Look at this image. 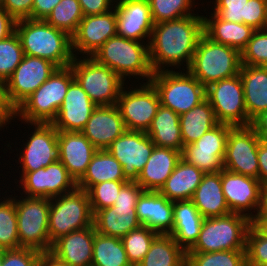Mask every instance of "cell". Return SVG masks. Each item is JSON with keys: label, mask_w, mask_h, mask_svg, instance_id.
I'll list each match as a JSON object with an SVG mask.
<instances>
[{"label": "cell", "mask_w": 267, "mask_h": 266, "mask_svg": "<svg viewBox=\"0 0 267 266\" xmlns=\"http://www.w3.org/2000/svg\"><path fill=\"white\" fill-rule=\"evenodd\" d=\"M203 34V15H199L198 12L154 24L148 43L152 71L155 73L164 70H187Z\"/></svg>", "instance_id": "1"}, {"label": "cell", "mask_w": 267, "mask_h": 266, "mask_svg": "<svg viewBox=\"0 0 267 266\" xmlns=\"http://www.w3.org/2000/svg\"><path fill=\"white\" fill-rule=\"evenodd\" d=\"M18 34L25 55L44 58L58 67L70 66L74 59L71 36L48 24L43 19L16 21Z\"/></svg>", "instance_id": "2"}, {"label": "cell", "mask_w": 267, "mask_h": 266, "mask_svg": "<svg viewBox=\"0 0 267 266\" xmlns=\"http://www.w3.org/2000/svg\"><path fill=\"white\" fill-rule=\"evenodd\" d=\"M91 57L109 67L124 81L130 77L150 82L154 72L149 60L147 42H139L115 35L109 38ZM138 77V78H137ZM140 78V79H139Z\"/></svg>", "instance_id": "3"}, {"label": "cell", "mask_w": 267, "mask_h": 266, "mask_svg": "<svg viewBox=\"0 0 267 266\" xmlns=\"http://www.w3.org/2000/svg\"><path fill=\"white\" fill-rule=\"evenodd\" d=\"M74 79L71 66L58 67L14 110V118H18L21 123H52Z\"/></svg>", "instance_id": "4"}, {"label": "cell", "mask_w": 267, "mask_h": 266, "mask_svg": "<svg viewBox=\"0 0 267 266\" xmlns=\"http://www.w3.org/2000/svg\"><path fill=\"white\" fill-rule=\"evenodd\" d=\"M241 53L212 41L203 34L187 69L203 86L234 77L240 73Z\"/></svg>", "instance_id": "5"}, {"label": "cell", "mask_w": 267, "mask_h": 266, "mask_svg": "<svg viewBox=\"0 0 267 266\" xmlns=\"http://www.w3.org/2000/svg\"><path fill=\"white\" fill-rule=\"evenodd\" d=\"M252 223L238 213L204 218L198 239L187 252L246 250V235Z\"/></svg>", "instance_id": "6"}, {"label": "cell", "mask_w": 267, "mask_h": 266, "mask_svg": "<svg viewBox=\"0 0 267 266\" xmlns=\"http://www.w3.org/2000/svg\"><path fill=\"white\" fill-rule=\"evenodd\" d=\"M160 104L181 115L206 99V87L188 70H164L153 74Z\"/></svg>", "instance_id": "7"}, {"label": "cell", "mask_w": 267, "mask_h": 266, "mask_svg": "<svg viewBox=\"0 0 267 266\" xmlns=\"http://www.w3.org/2000/svg\"><path fill=\"white\" fill-rule=\"evenodd\" d=\"M93 212L87 191H73L50 199L48 229L50 243L73 231L93 225Z\"/></svg>", "instance_id": "8"}, {"label": "cell", "mask_w": 267, "mask_h": 266, "mask_svg": "<svg viewBox=\"0 0 267 266\" xmlns=\"http://www.w3.org/2000/svg\"><path fill=\"white\" fill-rule=\"evenodd\" d=\"M10 196L16 206L20 247L34 249L41 253L49 252L52 247L48 229L50 199L23 195L14 197L12 194Z\"/></svg>", "instance_id": "9"}, {"label": "cell", "mask_w": 267, "mask_h": 266, "mask_svg": "<svg viewBox=\"0 0 267 266\" xmlns=\"http://www.w3.org/2000/svg\"><path fill=\"white\" fill-rule=\"evenodd\" d=\"M74 78L97 105H117L125 81L109 67L93 57H74L70 64Z\"/></svg>", "instance_id": "10"}, {"label": "cell", "mask_w": 267, "mask_h": 266, "mask_svg": "<svg viewBox=\"0 0 267 266\" xmlns=\"http://www.w3.org/2000/svg\"><path fill=\"white\" fill-rule=\"evenodd\" d=\"M143 188L137 182H127L120 190L111 207L98 210L93 225L99 234L122 238L142 226L137 217L136 204Z\"/></svg>", "instance_id": "11"}, {"label": "cell", "mask_w": 267, "mask_h": 266, "mask_svg": "<svg viewBox=\"0 0 267 266\" xmlns=\"http://www.w3.org/2000/svg\"><path fill=\"white\" fill-rule=\"evenodd\" d=\"M138 83L140 85H135L136 88H127L126 82L118 97L117 106L126 130L147 132L161 105L160 98L151 82Z\"/></svg>", "instance_id": "12"}, {"label": "cell", "mask_w": 267, "mask_h": 266, "mask_svg": "<svg viewBox=\"0 0 267 266\" xmlns=\"http://www.w3.org/2000/svg\"><path fill=\"white\" fill-rule=\"evenodd\" d=\"M206 99L214 110L219 123L249 126L244 101V88L240 75L213 82L206 87Z\"/></svg>", "instance_id": "13"}, {"label": "cell", "mask_w": 267, "mask_h": 266, "mask_svg": "<svg viewBox=\"0 0 267 266\" xmlns=\"http://www.w3.org/2000/svg\"><path fill=\"white\" fill-rule=\"evenodd\" d=\"M260 138L251 125L233 126L228 134L224 169L258 179V144Z\"/></svg>", "instance_id": "14"}, {"label": "cell", "mask_w": 267, "mask_h": 266, "mask_svg": "<svg viewBox=\"0 0 267 266\" xmlns=\"http://www.w3.org/2000/svg\"><path fill=\"white\" fill-rule=\"evenodd\" d=\"M58 68L51 61L25 55L5 82V96L13 111L40 85H42Z\"/></svg>", "instance_id": "15"}, {"label": "cell", "mask_w": 267, "mask_h": 266, "mask_svg": "<svg viewBox=\"0 0 267 266\" xmlns=\"http://www.w3.org/2000/svg\"><path fill=\"white\" fill-rule=\"evenodd\" d=\"M233 125L218 123L204 133L197 141L184 146L182 159L194 165L205 174L217 173L224 169L226 142Z\"/></svg>", "instance_id": "16"}, {"label": "cell", "mask_w": 267, "mask_h": 266, "mask_svg": "<svg viewBox=\"0 0 267 266\" xmlns=\"http://www.w3.org/2000/svg\"><path fill=\"white\" fill-rule=\"evenodd\" d=\"M31 125V134L15 160L21 172L37 171L58 160V130L51 123H23ZM33 126V127H32ZM19 157V158H18Z\"/></svg>", "instance_id": "17"}, {"label": "cell", "mask_w": 267, "mask_h": 266, "mask_svg": "<svg viewBox=\"0 0 267 266\" xmlns=\"http://www.w3.org/2000/svg\"><path fill=\"white\" fill-rule=\"evenodd\" d=\"M19 175H21L17 180L19 185L16 186L23 190L20 194L27 197L51 199L71 192L77 187V183L59 160L37 171L21 173L19 171Z\"/></svg>", "instance_id": "18"}, {"label": "cell", "mask_w": 267, "mask_h": 266, "mask_svg": "<svg viewBox=\"0 0 267 266\" xmlns=\"http://www.w3.org/2000/svg\"><path fill=\"white\" fill-rule=\"evenodd\" d=\"M221 184L231 213L242 214L252 221L255 220L261 207L263 188L261 182L258 179L222 169Z\"/></svg>", "instance_id": "19"}, {"label": "cell", "mask_w": 267, "mask_h": 266, "mask_svg": "<svg viewBox=\"0 0 267 266\" xmlns=\"http://www.w3.org/2000/svg\"><path fill=\"white\" fill-rule=\"evenodd\" d=\"M154 147L146 132L126 130L106 150L121 163L125 179L136 182Z\"/></svg>", "instance_id": "20"}, {"label": "cell", "mask_w": 267, "mask_h": 266, "mask_svg": "<svg viewBox=\"0 0 267 266\" xmlns=\"http://www.w3.org/2000/svg\"><path fill=\"white\" fill-rule=\"evenodd\" d=\"M115 35H117L115 8L106 13L84 16L76 32L71 36L74 57L79 54L83 57H91L109 38Z\"/></svg>", "instance_id": "21"}, {"label": "cell", "mask_w": 267, "mask_h": 266, "mask_svg": "<svg viewBox=\"0 0 267 266\" xmlns=\"http://www.w3.org/2000/svg\"><path fill=\"white\" fill-rule=\"evenodd\" d=\"M114 8L117 35L149 43L154 22L148 0H116Z\"/></svg>", "instance_id": "22"}, {"label": "cell", "mask_w": 267, "mask_h": 266, "mask_svg": "<svg viewBox=\"0 0 267 266\" xmlns=\"http://www.w3.org/2000/svg\"><path fill=\"white\" fill-rule=\"evenodd\" d=\"M97 105L74 79L52 125L58 131L81 132Z\"/></svg>", "instance_id": "23"}, {"label": "cell", "mask_w": 267, "mask_h": 266, "mask_svg": "<svg viewBox=\"0 0 267 266\" xmlns=\"http://www.w3.org/2000/svg\"><path fill=\"white\" fill-rule=\"evenodd\" d=\"M126 131L117 105L97 106L81 133L97 150H105Z\"/></svg>", "instance_id": "24"}, {"label": "cell", "mask_w": 267, "mask_h": 266, "mask_svg": "<svg viewBox=\"0 0 267 266\" xmlns=\"http://www.w3.org/2000/svg\"><path fill=\"white\" fill-rule=\"evenodd\" d=\"M97 149L81 132L58 131V160L77 183Z\"/></svg>", "instance_id": "25"}, {"label": "cell", "mask_w": 267, "mask_h": 266, "mask_svg": "<svg viewBox=\"0 0 267 266\" xmlns=\"http://www.w3.org/2000/svg\"><path fill=\"white\" fill-rule=\"evenodd\" d=\"M173 205V201L158 191H143L135 209L142 226L157 234L169 235L173 229Z\"/></svg>", "instance_id": "26"}, {"label": "cell", "mask_w": 267, "mask_h": 266, "mask_svg": "<svg viewBox=\"0 0 267 266\" xmlns=\"http://www.w3.org/2000/svg\"><path fill=\"white\" fill-rule=\"evenodd\" d=\"M95 233L94 225L73 231L55 240L49 252L70 266H91Z\"/></svg>", "instance_id": "27"}, {"label": "cell", "mask_w": 267, "mask_h": 266, "mask_svg": "<svg viewBox=\"0 0 267 266\" xmlns=\"http://www.w3.org/2000/svg\"><path fill=\"white\" fill-rule=\"evenodd\" d=\"M212 10L222 20L267 29V0H214Z\"/></svg>", "instance_id": "28"}, {"label": "cell", "mask_w": 267, "mask_h": 266, "mask_svg": "<svg viewBox=\"0 0 267 266\" xmlns=\"http://www.w3.org/2000/svg\"><path fill=\"white\" fill-rule=\"evenodd\" d=\"M181 159L182 152L155 146L136 182L144 191H159Z\"/></svg>", "instance_id": "29"}, {"label": "cell", "mask_w": 267, "mask_h": 266, "mask_svg": "<svg viewBox=\"0 0 267 266\" xmlns=\"http://www.w3.org/2000/svg\"><path fill=\"white\" fill-rule=\"evenodd\" d=\"M204 217L191 200L174 201L171 235L187 252L197 241Z\"/></svg>", "instance_id": "30"}, {"label": "cell", "mask_w": 267, "mask_h": 266, "mask_svg": "<svg viewBox=\"0 0 267 266\" xmlns=\"http://www.w3.org/2000/svg\"><path fill=\"white\" fill-rule=\"evenodd\" d=\"M191 201L204 218L231 213L222 190L221 171L204 174Z\"/></svg>", "instance_id": "31"}, {"label": "cell", "mask_w": 267, "mask_h": 266, "mask_svg": "<svg viewBox=\"0 0 267 266\" xmlns=\"http://www.w3.org/2000/svg\"><path fill=\"white\" fill-rule=\"evenodd\" d=\"M203 20L204 34L208 38L216 43L230 46L240 53L245 49L255 31L251 26L244 23L222 20L212 12L210 15H203Z\"/></svg>", "instance_id": "32"}, {"label": "cell", "mask_w": 267, "mask_h": 266, "mask_svg": "<svg viewBox=\"0 0 267 266\" xmlns=\"http://www.w3.org/2000/svg\"><path fill=\"white\" fill-rule=\"evenodd\" d=\"M248 118L252 121L267 110V67L241 65L239 73Z\"/></svg>", "instance_id": "33"}, {"label": "cell", "mask_w": 267, "mask_h": 266, "mask_svg": "<svg viewBox=\"0 0 267 266\" xmlns=\"http://www.w3.org/2000/svg\"><path fill=\"white\" fill-rule=\"evenodd\" d=\"M205 173L181 159L158 191L170 201L191 200Z\"/></svg>", "instance_id": "34"}, {"label": "cell", "mask_w": 267, "mask_h": 266, "mask_svg": "<svg viewBox=\"0 0 267 266\" xmlns=\"http://www.w3.org/2000/svg\"><path fill=\"white\" fill-rule=\"evenodd\" d=\"M146 134L157 147L172 148L180 152L184 149L180 115L170 108L159 106Z\"/></svg>", "instance_id": "35"}, {"label": "cell", "mask_w": 267, "mask_h": 266, "mask_svg": "<svg viewBox=\"0 0 267 266\" xmlns=\"http://www.w3.org/2000/svg\"><path fill=\"white\" fill-rule=\"evenodd\" d=\"M105 181H127L123 175L121 163L106 149L97 150L86 173L77 182V187L88 191L93 185Z\"/></svg>", "instance_id": "36"}, {"label": "cell", "mask_w": 267, "mask_h": 266, "mask_svg": "<svg viewBox=\"0 0 267 266\" xmlns=\"http://www.w3.org/2000/svg\"><path fill=\"white\" fill-rule=\"evenodd\" d=\"M218 123L214 110L207 99L188 112L182 113L180 115V126L184 146L197 141Z\"/></svg>", "instance_id": "37"}, {"label": "cell", "mask_w": 267, "mask_h": 266, "mask_svg": "<svg viewBox=\"0 0 267 266\" xmlns=\"http://www.w3.org/2000/svg\"><path fill=\"white\" fill-rule=\"evenodd\" d=\"M138 266H186V252L171 235L159 234Z\"/></svg>", "instance_id": "38"}, {"label": "cell", "mask_w": 267, "mask_h": 266, "mask_svg": "<svg viewBox=\"0 0 267 266\" xmlns=\"http://www.w3.org/2000/svg\"><path fill=\"white\" fill-rule=\"evenodd\" d=\"M91 266H131L122 240L96 232Z\"/></svg>", "instance_id": "39"}, {"label": "cell", "mask_w": 267, "mask_h": 266, "mask_svg": "<svg viewBox=\"0 0 267 266\" xmlns=\"http://www.w3.org/2000/svg\"><path fill=\"white\" fill-rule=\"evenodd\" d=\"M7 192L0 199V248L10 250L20 248V243L15 201Z\"/></svg>", "instance_id": "40"}, {"label": "cell", "mask_w": 267, "mask_h": 266, "mask_svg": "<svg viewBox=\"0 0 267 266\" xmlns=\"http://www.w3.org/2000/svg\"><path fill=\"white\" fill-rule=\"evenodd\" d=\"M83 17L84 15L78 0H61L44 20L72 36Z\"/></svg>", "instance_id": "41"}, {"label": "cell", "mask_w": 267, "mask_h": 266, "mask_svg": "<svg viewBox=\"0 0 267 266\" xmlns=\"http://www.w3.org/2000/svg\"><path fill=\"white\" fill-rule=\"evenodd\" d=\"M186 266H247L246 250L186 252Z\"/></svg>", "instance_id": "42"}, {"label": "cell", "mask_w": 267, "mask_h": 266, "mask_svg": "<svg viewBox=\"0 0 267 266\" xmlns=\"http://www.w3.org/2000/svg\"><path fill=\"white\" fill-rule=\"evenodd\" d=\"M148 2L154 24L194 15L193 7L199 6L195 0H148Z\"/></svg>", "instance_id": "43"}, {"label": "cell", "mask_w": 267, "mask_h": 266, "mask_svg": "<svg viewBox=\"0 0 267 266\" xmlns=\"http://www.w3.org/2000/svg\"><path fill=\"white\" fill-rule=\"evenodd\" d=\"M153 230L141 226L121 238L131 266H138L147 254L153 240L158 236Z\"/></svg>", "instance_id": "44"}, {"label": "cell", "mask_w": 267, "mask_h": 266, "mask_svg": "<svg viewBox=\"0 0 267 266\" xmlns=\"http://www.w3.org/2000/svg\"><path fill=\"white\" fill-rule=\"evenodd\" d=\"M25 54L16 32L0 41V80L4 83L23 60Z\"/></svg>", "instance_id": "45"}, {"label": "cell", "mask_w": 267, "mask_h": 266, "mask_svg": "<svg viewBox=\"0 0 267 266\" xmlns=\"http://www.w3.org/2000/svg\"><path fill=\"white\" fill-rule=\"evenodd\" d=\"M247 266H267V231L252 223L246 235Z\"/></svg>", "instance_id": "46"}, {"label": "cell", "mask_w": 267, "mask_h": 266, "mask_svg": "<svg viewBox=\"0 0 267 266\" xmlns=\"http://www.w3.org/2000/svg\"><path fill=\"white\" fill-rule=\"evenodd\" d=\"M127 182L105 181L93 185L87 191L93 214L98 210L113 206L121 188Z\"/></svg>", "instance_id": "47"}, {"label": "cell", "mask_w": 267, "mask_h": 266, "mask_svg": "<svg viewBox=\"0 0 267 266\" xmlns=\"http://www.w3.org/2000/svg\"><path fill=\"white\" fill-rule=\"evenodd\" d=\"M241 63L267 67V29L255 30L241 52Z\"/></svg>", "instance_id": "48"}, {"label": "cell", "mask_w": 267, "mask_h": 266, "mask_svg": "<svg viewBox=\"0 0 267 266\" xmlns=\"http://www.w3.org/2000/svg\"><path fill=\"white\" fill-rule=\"evenodd\" d=\"M42 253L30 248L6 250L2 266H35Z\"/></svg>", "instance_id": "49"}, {"label": "cell", "mask_w": 267, "mask_h": 266, "mask_svg": "<svg viewBox=\"0 0 267 266\" xmlns=\"http://www.w3.org/2000/svg\"><path fill=\"white\" fill-rule=\"evenodd\" d=\"M34 0H0V6L15 20L31 19Z\"/></svg>", "instance_id": "50"}, {"label": "cell", "mask_w": 267, "mask_h": 266, "mask_svg": "<svg viewBox=\"0 0 267 266\" xmlns=\"http://www.w3.org/2000/svg\"><path fill=\"white\" fill-rule=\"evenodd\" d=\"M84 16L106 13L114 8L116 0H78Z\"/></svg>", "instance_id": "51"}, {"label": "cell", "mask_w": 267, "mask_h": 266, "mask_svg": "<svg viewBox=\"0 0 267 266\" xmlns=\"http://www.w3.org/2000/svg\"><path fill=\"white\" fill-rule=\"evenodd\" d=\"M14 120V111L9 106L5 96V83L0 80V130L5 129L6 125H10L11 121Z\"/></svg>", "instance_id": "52"}, {"label": "cell", "mask_w": 267, "mask_h": 266, "mask_svg": "<svg viewBox=\"0 0 267 266\" xmlns=\"http://www.w3.org/2000/svg\"><path fill=\"white\" fill-rule=\"evenodd\" d=\"M61 0H34L31 19H45Z\"/></svg>", "instance_id": "53"}, {"label": "cell", "mask_w": 267, "mask_h": 266, "mask_svg": "<svg viewBox=\"0 0 267 266\" xmlns=\"http://www.w3.org/2000/svg\"><path fill=\"white\" fill-rule=\"evenodd\" d=\"M257 154L259 163L258 180L261 182L262 187H267V141L260 140Z\"/></svg>", "instance_id": "54"}, {"label": "cell", "mask_w": 267, "mask_h": 266, "mask_svg": "<svg viewBox=\"0 0 267 266\" xmlns=\"http://www.w3.org/2000/svg\"><path fill=\"white\" fill-rule=\"evenodd\" d=\"M16 21L0 6V41L15 32Z\"/></svg>", "instance_id": "55"}, {"label": "cell", "mask_w": 267, "mask_h": 266, "mask_svg": "<svg viewBox=\"0 0 267 266\" xmlns=\"http://www.w3.org/2000/svg\"><path fill=\"white\" fill-rule=\"evenodd\" d=\"M251 126L261 140L267 141V110L252 120Z\"/></svg>", "instance_id": "56"}, {"label": "cell", "mask_w": 267, "mask_h": 266, "mask_svg": "<svg viewBox=\"0 0 267 266\" xmlns=\"http://www.w3.org/2000/svg\"><path fill=\"white\" fill-rule=\"evenodd\" d=\"M253 223L261 227L267 223V187L262 188L261 207Z\"/></svg>", "instance_id": "57"}, {"label": "cell", "mask_w": 267, "mask_h": 266, "mask_svg": "<svg viewBox=\"0 0 267 266\" xmlns=\"http://www.w3.org/2000/svg\"><path fill=\"white\" fill-rule=\"evenodd\" d=\"M43 266H70L58 258L53 256L50 252L42 253L39 261Z\"/></svg>", "instance_id": "58"}, {"label": "cell", "mask_w": 267, "mask_h": 266, "mask_svg": "<svg viewBox=\"0 0 267 266\" xmlns=\"http://www.w3.org/2000/svg\"><path fill=\"white\" fill-rule=\"evenodd\" d=\"M5 249L0 248V266H2L3 260H4V254H5Z\"/></svg>", "instance_id": "59"}, {"label": "cell", "mask_w": 267, "mask_h": 266, "mask_svg": "<svg viewBox=\"0 0 267 266\" xmlns=\"http://www.w3.org/2000/svg\"><path fill=\"white\" fill-rule=\"evenodd\" d=\"M263 228L267 231V223L263 226Z\"/></svg>", "instance_id": "60"}, {"label": "cell", "mask_w": 267, "mask_h": 266, "mask_svg": "<svg viewBox=\"0 0 267 266\" xmlns=\"http://www.w3.org/2000/svg\"><path fill=\"white\" fill-rule=\"evenodd\" d=\"M35 266H43L40 262H38Z\"/></svg>", "instance_id": "61"}]
</instances>
